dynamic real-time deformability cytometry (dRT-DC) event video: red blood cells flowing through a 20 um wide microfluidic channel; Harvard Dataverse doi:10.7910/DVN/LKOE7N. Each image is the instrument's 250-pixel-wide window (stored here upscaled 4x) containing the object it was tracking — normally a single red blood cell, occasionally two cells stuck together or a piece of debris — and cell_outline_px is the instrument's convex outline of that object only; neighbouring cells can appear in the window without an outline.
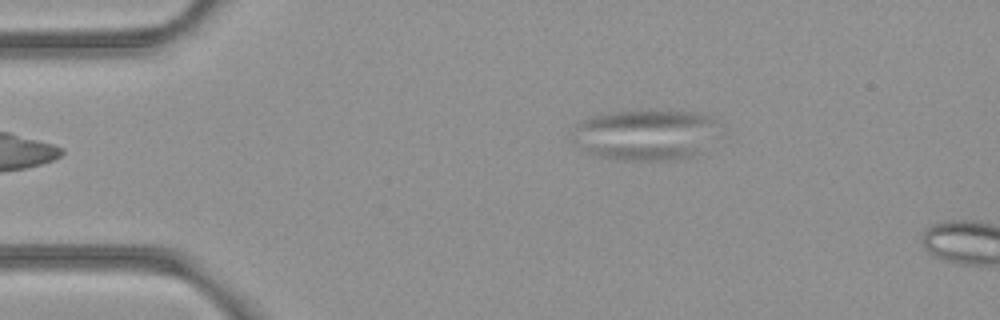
{"species": "common noctule bat (a hibernating species)", "species_latin": "Nyctalus noctula", "temperature_condition": "room temperature", "stored_images_in_passage": 5, "camera_frame_rate_fps": 3000, "um_per_image_px": 0.085, "animal": {"sex": "female", "body_mass_g": 21.9}, "frame": {"image": 1, "passage_image": 2, "time_ms": 0.333, "image_size_px": [1000, 320], "cell_outline_px": [[716, 120], [696, 152], [692, 156], [676, 160], [620, 160], [600, 156], [588, 152], [572, 140], [576, 124], [584, 120], [596, 116], [616, 112], [692, 112], [712, 116]], "centroid_in_image_um": [54.72, 11.47], "position_along_channel_um": 30.3, "area_um2": 41.21}}